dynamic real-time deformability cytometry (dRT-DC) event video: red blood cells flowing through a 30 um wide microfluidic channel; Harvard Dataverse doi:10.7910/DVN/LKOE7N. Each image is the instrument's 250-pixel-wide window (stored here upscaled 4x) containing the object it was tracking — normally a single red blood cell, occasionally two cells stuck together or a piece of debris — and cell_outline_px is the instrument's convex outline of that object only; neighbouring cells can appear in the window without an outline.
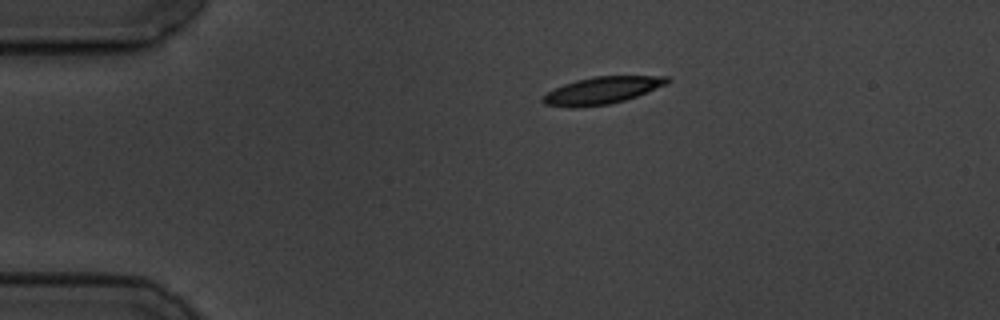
{"species": "common noctule bat (a hibernating species)", "species_latin": "Nyctalus noctula", "temperature_condition": "cold", "stored_images_in_passage": 4, "camera_frame_rate_fps": 3000, "um_per_image_px": 0.085, "animal": {"sex": "male", "body_mass_g": 19.5, "forearm_length_mm": 54.6}, "frame": {"image": 1, "passage_image": 1, "time_ms": 0.0, "image_size_px": [1000, 320], "cell_outline_px": [[672, 80], [668, 84], [636, 96], [624, 100], [608, 104], [580, 108], [568, 108], [544, 104], [540, 100], [540, 96], [564, 84], [576, 80], [592, 76], [668, 76]], "centroid_in_image_um": [51.14, 7.69], "position_along_channel_um": 33.9, "area_um2": 19.88}}
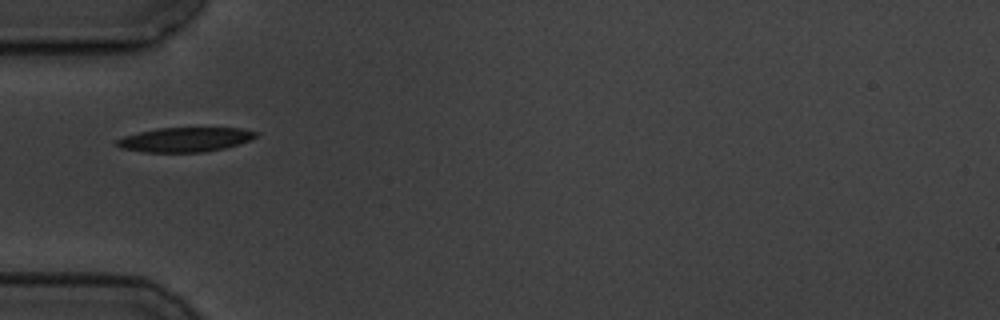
{"frame": {"image": 2, "passage_image": 3, "time_ms": 2.333, "image_size_px": [1000, 320], "cell_outline_px": [[260, 132], [252, 140], [224, 148], [204, 152], [144, 152], [120, 148], [116, 144], [116, 140], [124, 136], [156, 128], [240, 128]], "centroid_in_image_um": [15.75, 11.86], "position_along_channel_um": 69.2, "area_um2": 19.83}}
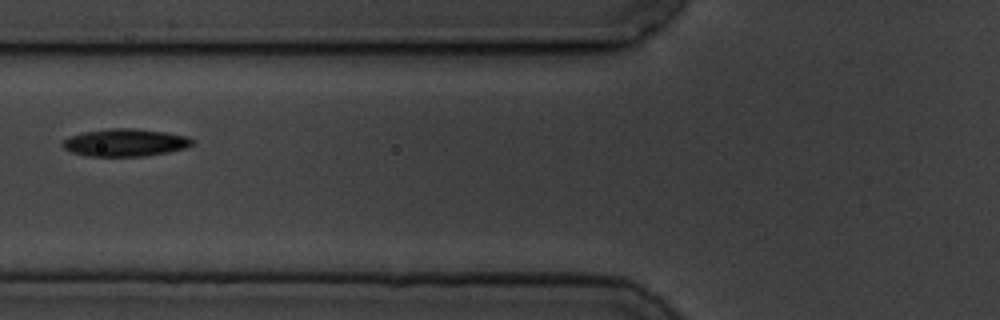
{"frame": {"image": 3, "passage_image": 4, "time_ms": 3.667, "image_size_px": [1000, 320], "cell_outline_px": [[192, 144], [188, 148], [168, 152], [144, 156], [88, 156], [72, 152], [64, 148], [60, 144], [64, 140], [72, 136], [84, 132], [112, 128], [136, 128], [164, 132], [188, 136], [192, 140]], "centroid_in_image_um": [10.66, 12.12], "position_along_channel_um": 115.1, "area_um2": 20.69}}